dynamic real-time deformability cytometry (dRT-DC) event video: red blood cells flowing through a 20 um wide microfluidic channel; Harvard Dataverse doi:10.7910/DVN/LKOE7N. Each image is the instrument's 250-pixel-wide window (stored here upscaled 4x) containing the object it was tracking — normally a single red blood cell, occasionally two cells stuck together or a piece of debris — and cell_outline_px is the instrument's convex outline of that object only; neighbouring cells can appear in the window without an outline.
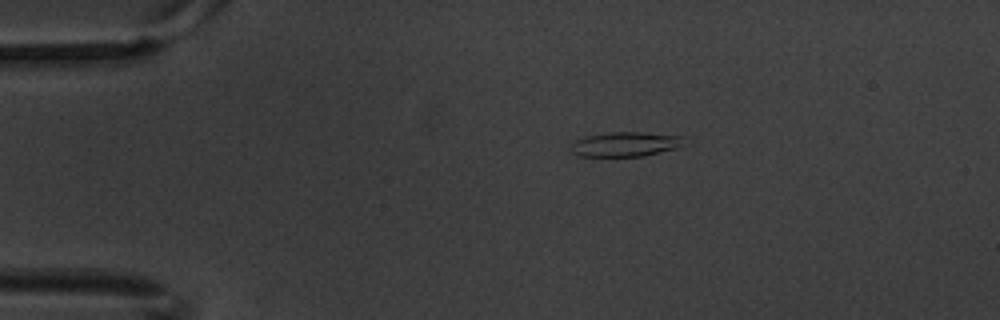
{"species": "common noctule bat (a hibernating species)", "species_latin": "Nyctalus noctula", "temperature_condition": "warm", "stored_images_in_passage": 5, "camera_frame_rate_fps": 3000, "um_per_image_px": 0.085, "animal": {"sex": "male", "body_mass_g": 20.1, "forearm_length_mm": 53.5}, "frame": {"image": 1, "passage_image": 2, "time_ms": 0.333, "image_size_px": [1000, 320], "cell_outline_px": [[692, 144], [680, 148], [644, 156], [580, 156], [572, 152], [568, 148], [576, 140], [584, 136], [612, 132], [640, 132], [688, 136]], "centroid_in_image_um": [53.34, 12.25], "position_along_channel_um": 31.7, "area_um2": 16.94}}
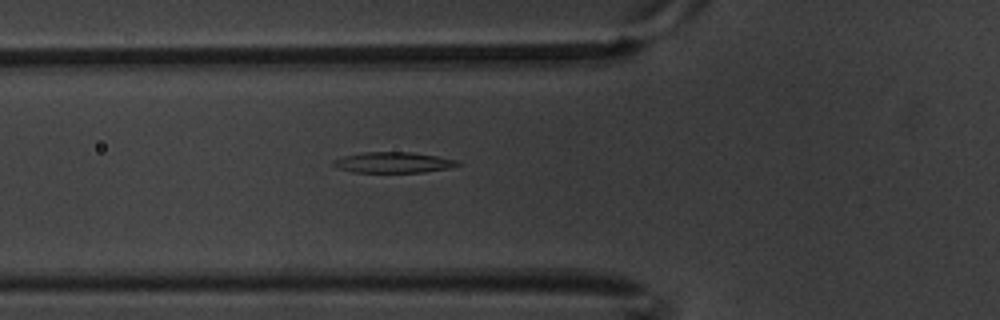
{"frame": {"image": 2, "passage_image": 5, "time_ms": 1.333, "image_size_px": [1000, 320], "cell_outline_px": [[464, 164], [448, 168], [424, 172], [356, 172], [340, 168], [332, 164], [332, 160], [344, 156], [364, 152], [412, 152], [436, 156], [456, 160]], "centroid_in_image_um": [33.46, 13.8], "position_along_channel_um": 92.3, "area_um2": 14.85}}